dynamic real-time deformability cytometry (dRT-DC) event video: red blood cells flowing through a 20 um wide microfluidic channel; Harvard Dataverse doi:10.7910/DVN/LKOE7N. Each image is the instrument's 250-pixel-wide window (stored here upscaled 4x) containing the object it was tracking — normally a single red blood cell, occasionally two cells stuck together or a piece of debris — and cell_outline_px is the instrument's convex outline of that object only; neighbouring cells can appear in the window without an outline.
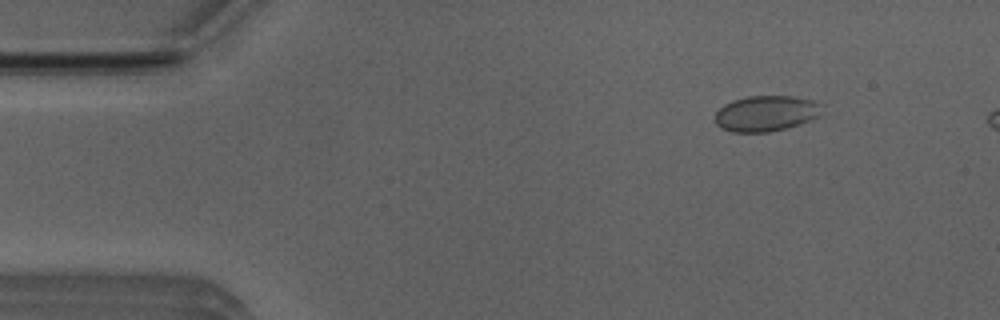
{"species": "Egyptian fruit bat (a non-hibernating species)", "species_latin": "Rousettus aegyptiacus", "temperature_condition": "room temperature", "stored_images_in_passage": 5, "camera_frame_rate_fps": 3000, "um_per_image_px": 0.085, "animal": {"sex": "male"}, "frame": {"image": 1, "passage_image": 1, "time_ms": 0.0, "image_size_px": [1000, 320], "cell_outline_px": [[824, 104], [820, 116], [800, 124], [768, 132], [732, 132], [720, 128], [716, 124], [716, 112], [724, 104], [732, 100], [748, 96], [796, 96], [812, 100]], "centroid_in_image_um": [65.14, 9.63], "position_along_channel_um": 19.9, "area_um2": 22.43}}